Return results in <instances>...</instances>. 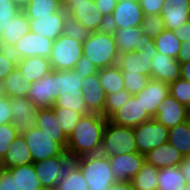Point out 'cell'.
I'll return each mask as SVG.
<instances>
[{"mask_svg": "<svg viewBox=\"0 0 190 190\" xmlns=\"http://www.w3.org/2000/svg\"><path fill=\"white\" fill-rule=\"evenodd\" d=\"M1 176H2V167L0 166V180H1Z\"/></svg>", "mask_w": 190, "mask_h": 190, "instance_id": "be15d7a7", "label": "cell"}, {"mask_svg": "<svg viewBox=\"0 0 190 190\" xmlns=\"http://www.w3.org/2000/svg\"><path fill=\"white\" fill-rule=\"evenodd\" d=\"M10 98L0 93V125L12 122Z\"/></svg>", "mask_w": 190, "mask_h": 190, "instance_id": "816d5d0a", "label": "cell"}, {"mask_svg": "<svg viewBox=\"0 0 190 190\" xmlns=\"http://www.w3.org/2000/svg\"><path fill=\"white\" fill-rule=\"evenodd\" d=\"M177 60L180 62V64L190 61V40L181 45Z\"/></svg>", "mask_w": 190, "mask_h": 190, "instance_id": "9f6ffc18", "label": "cell"}, {"mask_svg": "<svg viewBox=\"0 0 190 190\" xmlns=\"http://www.w3.org/2000/svg\"><path fill=\"white\" fill-rule=\"evenodd\" d=\"M66 12L62 8L51 16L29 19L30 31L50 40H55L63 34Z\"/></svg>", "mask_w": 190, "mask_h": 190, "instance_id": "7402d4cb", "label": "cell"}, {"mask_svg": "<svg viewBox=\"0 0 190 190\" xmlns=\"http://www.w3.org/2000/svg\"><path fill=\"white\" fill-rule=\"evenodd\" d=\"M181 78L190 82V61L180 64Z\"/></svg>", "mask_w": 190, "mask_h": 190, "instance_id": "91938a15", "label": "cell"}, {"mask_svg": "<svg viewBox=\"0 0 190 190\" xmlns=\"http://www.w3.org/2000/svg\"><path fill=\"white\" fill-rule=\"evenodd\" d=\"M74 163L80 168L88 190H109L116 182L111 171L110 160L101 154L84 155L74 159Z\"/></svg>", "mask_w": 190, "mask_h": 190, "instance_id": "7a4b0ae2", "label": "cell"}, {"mask_svg": "<svg viewBox=\"0 0 190 190\" xmlns=\"http://www.w3.org/2000/svg\"><path fill=\"white\" fill-rule=\"evenodd\" d=\"M151 78L166 84L175 82L181 78L180 62L157 52L152 58Z\"/></svg>", "mask_w": 190, "mask_h": 190, "instance_id": "cb8c5ba5", "label": "cell"}, {"mask_svg": "<svg viewBox=\"0 0 190 190\" xmlns=\"http://www.w3.org/2000/svg\"><path fill=\"white\" fill-rule=\"evenodd\" d=\"M16 180L18 190H43L33 163L6 169Z\"/></svg>", "mask_w": 190, "mask_h": 190, "instance_id": "f546056e", "label": "cell"}, {"mask_svg": "<svg viewBox=\"0 0 190 190\" xmlns=\"http://www.w3.org/2000/svg\"><path fill=\"white\" fill-rule=\"evenodd\" d=\"M13 1L21 10H23L31 2V0H13Z\"/></svg>", "mask_w": 190, "mask_h": 190, "instance_id": "94428289", "label": "cell"}, {"mask_svg": "<svg viewBox=\"0 0 190 190\" xmlns=\"http://www.w3.org/2000/svg\"><path fill=\"white\" fill-rule=\"evenodd\" d=\"M175 36L183 44L190 40V21L183 24L182 27H178L173 30Z\"/></svg>", "mask_w": 190, "mask_h": 190, "instance_id": "11a10c76", "label": "cell"}, {"mask_svg": "<svg viewBox=\"0 0 190 190\" xmlns=\"http://www.w3.org/2000/svg\"><path fill=\"white\" fill-rule=\"evenodd\" d=\"M88 187L80 168L73 162L65 176L58 181L55 190H88Z\"/></svg>", "mask_w": 190, "mask_h": 190, "instance_id": "74e56055", "label": "cell"}, {"mask_svg": "<svg viewBox=\"0 0 190 190\" xmlns=\"http://www.w3.org/2000/svg\"><path fill=\"white\" fill-rule=\"evenodd\" d=\"M21 11L13 0H0V22L13 20Z\"/></svg>", "mask_w": 190, "mask_h": 190, "instance_id": "c3c4849f", "label": "cell"}, {"mask_svg": "<svg viewBox=\"0 0 190 190\" xmlns=\"http://www.w3.org/2000/svg\"><path fill=\"white\" fill-rule=\"evenodd\" d=\"M179 168L184 175L186 183L190 185V156L183 158L179 164Z\"/></svg>", "mask_w": 190, "mask_h": 190, "instance_id": "6f0895ef", "label": "cell"}, {"mask_svg": "<svg viewBox=\"0 0 190 190\" xmlns=\"http://www.w3.org/2000/svg\"><path fill=\"white\" fill-rule=\"evenodd\" d=\"M183 190H190V185L186 184Z\"/></svg>", "mask_w": 190, "mask_h": 190, "instance_id": "6125c7cd", "label": "cell"}, {"mask_svg": "<svg viewBox=\"0 0 190 190\" xmlns=\"http://www.w3.org/2000/svg\"><path fill=\"white\" fill-rule=\"evenodd\" d=\"M183 158V155L169 142L145 154L146 162L158 169L179 166Z\"/></svg>", "mask_w": 190, "mask_h": 190, "instance_id": "4316f807", "label": "cell"}, {"mask_svg": "<svg viewBox=\"0 0 190 190\" xmlns=\"http://www.w3.org/2000/svg\"><path fill=\"white\" fill-rule=\"evenodd\" d=\"M134 129L135 142L140 154H147L153 148L168 142L169 129L152 118Z\"/></svg>", "mask_w": 190, "mask_h": 190, "instance_id": "9c48e42d", "label": "cell"}, {"mask_svg": "<svg viewBox=\"0 0 190 190\" xmlns=\"http://www.w3.org/2000/svg\"><path fill=\"white\" fill-rule=\"evenodd\" d=\"M12 114L11 124L17 129L19 135L26 134L35 126V118L38 108L27 97L10 98Z\"/></svg>", "mask_w": 190, "mask_h": 190, "instance_id": "5bb4252c", "label": "cell"}, {"mask_svg": "<svg viewBox=\"0 0 190 190\" xmlns=\"http://www.w3.org/2000/svg\"><path fill=\"white\" fill-rule=\"evenodd\" d=\"M0 190H18L14 177L3 168L0 180Z\"/></svg>", "mask_w": 190, "mask_h": 190, "instance_id": "db71d44e", "label": "cell"}, {"mask_svg": "<svg viewBox=\"0 0 190 190\" xmlns=\"http://www.w3.org/2000/svg\"><path fill=\"white\" fill-rule=\"evenodd\" d=\"M144 13L138 0H118L107 21L108 29L140 27Z\"/></svg>", "mask_w": 190, "mask_h": 190, "instance_id": "7c38bea8", "label": "cell"}, {"mask_svg": "<svg viewBox=\"0 0 190 190\" xmlns=\"http://www.w3.org/2000/svg\"><path fill=\"white\" fill-rule=\"evenodd\" d=\"M82 52L83 43L62 34L53 41L49 57L52 70H73Z\"/></svg>", "mask_w": 190, "mask_h": 190, "instance_id": "5b68a950", "label": "cell"}, {"mask_svg": "<svg viewBox=\"0 0 190 190\" xmlns=\"http://www.w3.org/2000/svg\"><path fill=\"white\" fill-rule=\"evenodd\" d=\"M17 59L10 49L0 48V84L16 68Z\"/></svg>", "mask_w": 190, "mask_h": 190, "instance_id": "7dc6e473", "label": "cell"}, {"mask_svg": "<svg viewBox=\"0 0 190 190\" xmlns=\"http://www.w3.org/2000/svg\"><path fill=\"white\" fill-rule=\"evenodd\" d=\"M63 34L76 41L84 43L91 32L78 22L73 16L66 14L64 20Z\"/></svg>", "mask_w": 190, "mask_h": 190, "instance_id": "b9f144b4", "label": "cell"}, {"mask_svg": "<svg viewBox=\"0 0 190 190\" xmlns=\"http://www.w3.org/2000/svg\"><path fill=\"white\" fill-rule=\"evenodd\" d=\"M19 135L17 129L11 124L0 125V160L8 151V147Z\"/></svg>", "mask_w": 190, "mask_h": 190, "instance_id": "bcb514c9", "label": "cell"}, {"mask_svg": "<svg viewBox=\"0 0 190 190\" xmlns=\"http://www.w3.org/2000/svg\"><path fill=\"white\" fill-rule=\"evenodd\" d=\"M158 172L159 169L153 165L145 163L138 171L135 177L131 180V183L135 190H157L158 187Z\"/></svg>", "mask_w": 190, "mask_h": 190, "instance_id": "e575fe53", "label": "cell"}, {"mask_svg": "<svg viewBox=\"0 0 190 190\" xmlns=\"http://www.w3.org/2000/svg\"><path fill=\"white\" fill-rule=\"evenodd\" d=\"M98 77L106 95L125 89L122 71L116 64L99 69Z\"/></svg>", "mask_w": 190, "mask_h": 190, "instance_id": "d6a6232c", "label": "cell"}, {"mask_svg": "<svg viewBox=\"0 0 190 190\" xmlns=\"http://www.w3.org/2000/svg\"><path fill=\"white\" fill-rule=\"evenodd\" d=\"M152 119L141 104L140 98L131 95L127 103L119 108L108 120L113 124L135 128Z\"/></svg>", "mask_w": 190, "mask_h": 190, "instance_id": "9a60e30c", "label": "cell"}, {"mask_svg": "<svg viewBox=\"0 0 190 190\" xmlns=\"http://www.w3.org/2000/svg\"><path fill=\"white\" fill-rule=\"evenodd\" d=\"M30 163H33V159L26 140L23 135H18L16 139L11 142L8 151L0 160V165L6 170Z\"/></svg>", "mask_w": 190, "mask_h": 190, "instance_id": "484cf974", "label": "cell"}, {"mask_svg": "<svg viewBox=\"0 0 190 190\" xmlns=\"http://www.w3.org/2000/svg\"><path fill=\"white\" fill-rule=\"evenodd\" d=\"M157 53L154 43H148L144 49L119 53L116 65L127 73H140L151 78L152 58Z\"/></svg>", "mask_w": 190, "mask_h": 190, "instance_id": "30bf717a", "label": "cell"}, {"mask_svg": "<svg viewBox=\"0 0 190 190\" xmlns=\"http://www.w3.org/2000/svg\"><path fill=\"white\" fill-rule=\"evenodd\" d=\"M63 9L90 32L107 29V19L96 7L94 0H62Z\"/></svg>", "mask_w": 190, "mask_h": 190, "instance_id": "8992f818", "label": "cell"}, {"mask_svg": "<svg viewBox=\"0 0 190 190\" xmlns=\"http://www.w3.org/2000/svg\"><path fill=\"white\" fill-rule=\"evenodd\" d=\"M107 119L98 113L84 115L68 137L66 152L72 158L100 154Z\"/></svg>", "mask_w": 190, "mask_h": 190, "instance_id": "6da1fadb", "label": "cell"}, {"mask_svg": "<svg viewBox=\"0 0 190 190\" xmlns=\"http://www.w3.org/2000/svg\"><path fill=\"white\" fill-rule=\"evenodd\" d=\"M160 15L166 29L182 27L190 21V0H165Z\"/></svg>", "mask_w": 190, "mask_h": 190, "instance_id": "44dd1931", "label": "cell"}, {"mask_svg": "<svg viewBox=\"0 0 190 190\" xmlns=\"http://www.w3.org/2000/svg\"><path fill=\"white\" fill-rule=\"evenodd\" d=\"M94 2L104 18L108 20L116 7L118 0H94Z\"/></svg>", "mask_w": 190, "mask_h": 190, "instance_id": "f5cc1de1", "label": "cell"}, {"mask_svg": "<svg viewBox=\"0 0 190 190\" xmlns=\"http://www.w3.org/2000/svg\"><path fill=\"white\" fill-rule=\"evenodd\" d=\"M157 179V190H183L187 184L179 166L159 169Z\"/></svg>", "mask_w": 190, "mask_h": 190, "instance_id": "4dcf8cb0", "label": "cell"}, {"mask_svg": "<svg viewBox=\"0 0 190 190\" xmlns=\"http://www.w3.org/2000/svg\"><path fill=\"white\" fill-rule=\"evenodd\" d=\"M140 27L142 33L153 39L160 35L165 29L161 15H144Z\"/></svg>", "mask_w": 190, "mask_h": 190, "instance_id": "ee69618b", "label": "cell"}, {"mask_svg": "<svg viewBox=\"0 0 190 190\" xmlns=\"http://www.w3.org/2000/svg\"><path fill=\"white\" fill-rule=\"evenodd\" d=\"M58 70H52L31 83L27 97L37 108L52 107L58 97Z\"/></svg>", "mask_w": 190, "mask_h": 190, "instance_id": "8fae6325", "label": "cell"}, {"mask_svg": "<svg viewBox=\"0 0 190 190\" xmlns=\"http://www.w3.org/2000/svg\"><path fill=\"white\" fill-rule=\"evenodd\" d=\"M28 32L30 23L23 11L13 20L0 22V48L11 49Z\"/></svg>", "mask_w": 190, "mask_h": 190, "instance_id": "d6986e66", "label": "cell"}, {"mask_svg": "<svg viewBox=\"0 0 190 190\" xmlns=\"http://www.w3.org/2000/svg\"><path fill=\"white\" fill-rule=\"evenodd\" d=\"M158 122L170 129L190 119V109L180 104L170 94L159 104L156 116Z\"/></svg>", "mask_w": 190, "mask_h": 190, "instance_id": "e0dca14e", "label": "cell"}, {"mask_svg": "<svg viewBox=\"0 0 190 190\" xmlns=\"http://www.w3.org/2000/svg\"><path fill=\"white\" fill-rule=\"evenodd\" d=\"M23 136L30 150L33 162L43 161L53 156L68 155L66 150L55 141V138L48 136L36 126H33Z\"/></svg>", "mask_w": 190, "mask_h": 190, "instance_id": "ba28073f", "label": "cell"}, {"mask_svg": "<svg viewBox=\"0 0 190 190\" xmlns=\"http://www.w3.org/2000/svg\"><path fill=\"white\" fill-rule=\"evenodd\" d=\"M144 15H160L165 0H138Z\"/></svg>", "mask_w": 190, "mask_h": 190, "instance_id": "f907efd6", "label": "cell"}, {"mask_svg": "<svg viewBox=\"0 0 190 190\" xmlns=\"http://www.w3.org/2000/svg\"><path fill=\"white\" fill-rule=\"evenodd\" d=\"M73 70L83 78L98 73V68L94 65V63L83 55L78 60Z\"/></svg>", "mask_w": 190, "mask_h": 190, "instance_id": "681fc988", "label": "cell"}, {"mask_svg": "<svg viewBox=\"0 0 190 190\" xmlns=\"http://www.w3.org/2000/svg\"><path fill=\"white\" fill-rule=\"evenodd\" d=\"M35 126L48 136L55 138L65 150L67 149L68 137L64 134L58 120L55 117L53 107L38 108L35 118Z\"/></svg>", "mask_w": 190, "mask_h": 190, "instance_id": "d4e9b609", "label": "cell"}, {"mask_svg": "<svg viewBox=\"0 0 190 190\" xmlns=\"http://www.w3.org/2000/svg\"><path fill=\"white\" fill-rule=\"evenodd\" d=\"M55 117L64 134L69 137L84 114L67 108L53 107Z\"/></svg>", "mask_w": 190, "mask_h": 190, "instance_id": "f35d334b", "label": "cell"}, {"mask_svg": "<svg viewBox=\"0 0 190 190\" xmlns=\"http://www.w3.org/2000/svg\"><path fill=\"white\" fill-rule=\"evenodd\" d=\"M62 8V0H31L22 11L28 19H39V17L51 16Z\"/></svg>", "mask_w": 190, "mask_h": 190, "instance_id": "836d02e7", "label": "cell"}, {"mask_svg": "<svg viewBox=\"0 0 190 190\" xmlns=\"http://www.w3.org/2000/svg\"><path fill=\"white\" fill-rule=\"evenodd\" d=\"M124 78V87L131 94L136 95L139 93L148 83L150 79L146 75L140 73H127L122 71Z\"/></svg>", "mask_w": 190, "mask_h": 190, "instance_id": "f6af8a7d", "label": "cell"}, {"mask_svg": "<svg viewBox=\"0 0 190 190\" xmlns=\"http://www.w3.org/2000/svg\"><path fill=\"white\" fill-rule=\"evenodd\" d=\"M17 67L28 83L38 81L42 76L52 71L50 60L42 56L19 59L17 60Z\"/></svg>", "mask_w": 190, "mask_h": 190, "instance_id": "83f0119b", "label": "cell"}, {"mask_svg": "<svg viewBox=\"0 0 190 190\" xmlns=\"http://www.w3.org/2000/svg\"><path fill=\"white\" fill-rule=\"evenodd\" d=\"M82 95L83 94L64 93L62 96L57 97L55 105L52 107L71 109L84 115L90 114Z\"/></svg>", "mask_w": 190, "mask_h": 190, "instance_id": "ab89813d", "label": "cell"}, {"mask_svg": "<svg viewBox=\"0 0 190 190\" xmlns=\"http://www.w3.org/2000/svg\"><path fill=\"white\" fill-rule=\"evenodd\" d=\"M31 83L21 75L19 68H16L0 84V93L9 97L27 96Z\"/></svg>", "mask_w": 190, "mask_h": 190, "instance_id": "f1b7e54d", "label": "cell"}, {"mask_svg": "<svg viewBox=\"0 0 190 190\" xmlns=\"http://www.w3.org/2000/svg\"><path fill=\"white\" fill-rule=\"evenodd\" d=\"M138 152L135 142L134 129L113 124L109 120L103 132L100 154L106 157L120 155L121 153Z\"/></svg>", "mask_w": 190, "mask_h": 190, "instance_id": "277c9868", "label": "cell"}, {"mask_svg": "<svg viewBox=\"0 0 190 190\" xmlns=\"http://www.w3.org/2000/svg\"><path fill=\"white\" fill-rule=\"evenodd\" d=\"M83 56L89 58L99 69L115 65L119 52L110 29L91 32L83 43Z\"/></svg>", "mask_w": 190, "mask_h": 190, "instance_id": "3957f363", "label": "cell"}, {"mask_svg": "<svg viewBox=\"0 0 190 190\" xmlns=\"http://www.w3.org/2000/svg\"><path fill=\"white\" fill-rule=\"evenodd\" d=\"M158 53L177 59L182 43L175 36L173 30L164 29V31L153 39Z\"/></svg>", "mask_w": 190, "mask_h": 190, "instance_id": "d590c367", "label": "cell"}, {"mask_svg": "<svg viewBox=\"0 0 190 190\" xmlns=\"http://www.w3.org/2000/svg\"><path fill=\"white\" fill-rule=\"evenodd\" d=\"M81 86L87 110L103 115L106 93L100 84L98 73L83 78Z\"/></svg>", "mask_w": 190, "mask_h": 190, "instance_id": "603a6c76", "label": "cell"}, {"mask_svg": "<svg viewBox=\"0 0 190 190\" xmlns=\"http://www.w3.org/2000/svg\"><path fill=\"white\" fill-rule=\"evenodd\" d=\"M130 97L131 94L126 89L106 95L103 116L108 120Z\"/></svg>", "mask_w": 190, "mask_h": 190, "instance_id": "60d3db41", "label": "cell"}, {"mask_svg": "<svg viewBox=\"0 0 190 190\" xmlns=\"http://www.w3.org/2000/svg\"><path fill=\"white\" fill-rule=\"evenodd\" d=\"M169 84L150 78L147 85L136 94L143 108L154 118L159 104L169 95Z\"/></svg>", "mask_w": 190, "mask_h": 190, "instance_id": "ffe728a7", "label": "cell"}, {"mask_svg": "<svg viewBox=\"0 0 190 190\" xmlns=\"http://www.w3.org/2000/svg\"><path fill=\"white\" fill-rule=\"evenodd\" d=\"M168 142L183 157L190 156V119L169 129Z\"/></svg>", "mask_w": 190, "mask_h": 190, "instance_id": "1f68e13d", "label": "cell"}, {"mask_svg": "<svg viewBox=\"0 0 190 190\" xmlns=\"http://www.w3.org/2000/svg\"><path fill=\"white\" fill-rule=\"evenodd\" d=\"M111 171L116 181H131L145 163V155L139 152L121 153L109 157Z\"/></svg>", "mask_w": 190, "mask_h": 190, "instance_id": "2e32d148", "label": "cell"}, {"mask_svg": "<svg viewBox=\"0 0 190 190\" xmlns=\"http://www.w3.org/2000/svg\"><path fill=\"white\" fill-rule=\"evenodd\" d=\"M119 53L139 51L148 43H154L153 38L146 36L141 27H129L123 29H110Z\"/></svg>", "mask_w": 190, "mask_h": 190, "instance_id": "ac0fdd59", "label": "cell"}, {"mask_svg": "<svg viewBox=\"0 0 190 190\" xmlns=\"http://www.w3.org/2000/svg\"><path fill=\"white\" fill-rule=\"evenodd\" d=\"M52 45L53 40L30 31L17 41L10 51L17 60L34 56H42L49 59Z\"/></svg>", "mask_w": 190, "mask_h": 190, "instance_id": "4fadbf2b", "label": "cell"}, {"mask_svg": "<svg viewBox=\"0 0 190 190\" xmlns=\"http://www.w3.org/2000/svg\"><path fill=\"white\" fill-rule=\"evenodd\" d=\"M74 162L69 155H58L33 162L35 173L43 189H55L58 181L66 174L69 166Z\"/></svg>", "mask_w": 190, "mask_h": 190, "instance_id": "52a82bcc", "label": "cell"}, {"mask_svg": "<svg viewBox=\"0 0 190 190\" xmlns=\"http://www.w3.org/2000/svg\"><path fill=\"white\" fill-rule=\"evenodd\" d=\"M82 81L83 77L74 70H58V96L64 93L83 94Z\"/></svg>", "mask_w": 190, "mask_h": 190, "instance_id": "8d00e7d4", "label": "cell"}, {"mask_svg": "<svg viewBox=\"0 0 190 190\" xmlns=\"http://www.w3.org/2000/svg\"><path fill=\"white\" fill-rule=\"evenodd\" d=\"M169 93L180 104L190 109V82L182 78L169 84Z\"/></svg>", "mask_w": 190, "mask_h": 190, "instance_id": "7bdbcfd3", "label": "cell"}, {"mask_svg": "<svg viewBox=\"0 0 190 190\" xmlns=\"http://www.w3.org/2000/svg\"><path fill=\"white\" fill-rule=\"evenodd\" d=\"M109 190H135L131 181H116L110 187Z\"/></svg>", "mask_w": 190, "mask_h": 190, "instance_id": "680465c9", "label": "cell"}]
</instances>
